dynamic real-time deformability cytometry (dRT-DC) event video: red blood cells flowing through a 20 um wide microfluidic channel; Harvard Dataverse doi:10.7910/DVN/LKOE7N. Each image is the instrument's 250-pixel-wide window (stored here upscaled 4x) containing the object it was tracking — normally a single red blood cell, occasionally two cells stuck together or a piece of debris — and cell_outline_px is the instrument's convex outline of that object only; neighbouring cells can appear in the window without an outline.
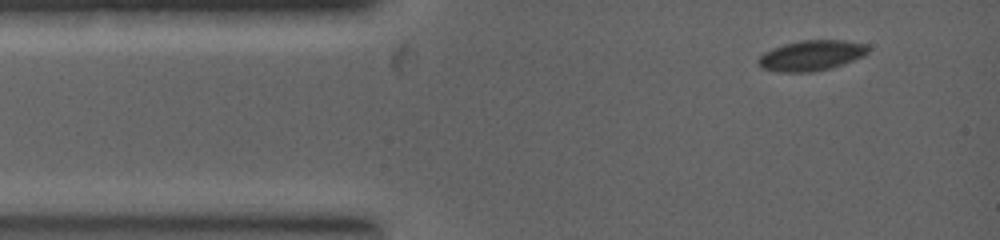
{"species": "common noctule bat (a hibernating species)", "species_latin": "Nyctalus noctula", "temperature_condition": "warm", "stored_images_in_passage": 3, "camera_frame_rate_fps": 5000, "um_per_image_px": 0.085, "animal": {"sex": "female", "body_mass_g": 19.0, "forearm_length_mm": 53.3}, "frame": {"image": 1, "passage_image": 1, "time_ms": 0.0, "image_size_px": [1000, 240], "cell_outline_px": [[868, 52], [864, 56], [828, 68], [808, 72], [780, 72], [760, 68], [760, 56], [764, 52], [772, 48], [784, 44], [800, 40], [844, 40], [864, 44], [868, 48]], "centroid_in_image_um": [68.94, 4.7], "position_along_channel_um": 16.1, "area_um2": 19.07}}
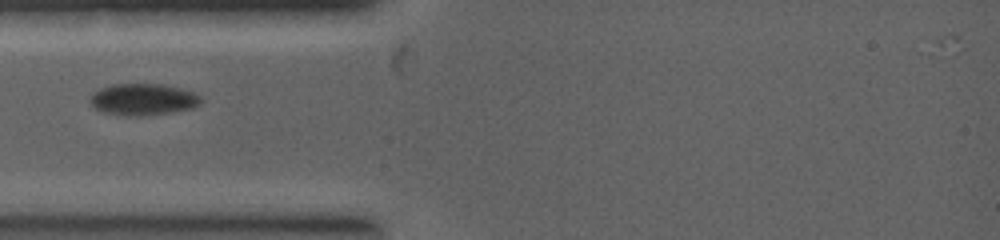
{"frame": {"image": 2, "passage_image": 3, "time_ms": 1.6, "image_size_px": [1000, 240], "cell_outline_px": [[200, 104], [192, 108], [172, 112], [140, 116], [120, 116], [104, 112], [96, 108], [92, 104], [92, 96], [100, 88], [116, 84], [160, 84], [192, 92], [200, 100]], "centroid_in_image_um": [12.14, 8.47], "position_along_channel_um": 72.9, "area_um2": 19.88}}